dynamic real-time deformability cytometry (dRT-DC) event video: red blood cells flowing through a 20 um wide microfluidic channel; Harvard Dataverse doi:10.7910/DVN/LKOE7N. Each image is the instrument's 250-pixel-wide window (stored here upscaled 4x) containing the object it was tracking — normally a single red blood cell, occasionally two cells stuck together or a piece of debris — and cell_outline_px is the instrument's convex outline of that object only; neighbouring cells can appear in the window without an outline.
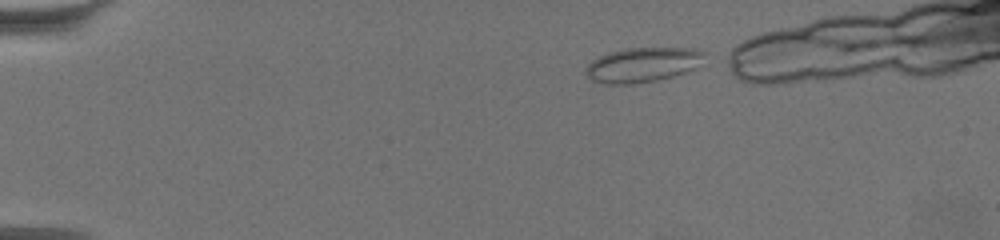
{"species": "common noctule bat (a hibernating species)", "species_latin": "Nyctalus noctula", "temperature_condition": "warm", "stored_images_in_passage": 46, "camera_frame_rate_fps": 3000, "um_per_image_px": 0.085, "animal": {"sex": "female", "body_mass_g": 19.5, "forearm_length_mm": 54.1}, "frame": {"image": 1, "passage_image": 2, "time_ms": 0.333, "image_size_px": [1000, 240], "cell_outline_px": [[708, 52], [692, 68], [684, 72], [672, 76], [656, 80], [632, 84], [604, 84], [592, 80], [584, 72], [588, 64], [592, 60], [608, 52], [624, 48], [692, 48]], "centroid_in_image_um": [54.56, 5.5], "position_along_channel_um": 30.4, "area_um2": 23.76}}
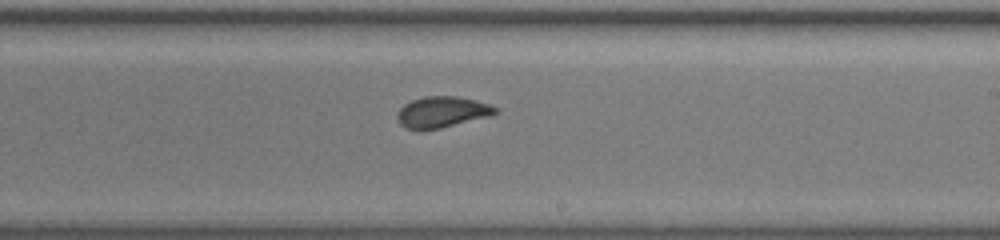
{"frame": {"image": 2, "passage_image": 29, "time_ms": 9.333, "image_size_px": [1000, 240], "cell_outline_px": [[500, 112], [488, 116], [440, 128], [404, 128], [400, 124], [396, 116], [396, 112], [404, 104], [412, 100], [424, 96], [456, 96], [476, 100], [488, 104], [496, 108]], "centroid_in_image_um": [37.55, 9.5], "position_along_channel_um": 251.4, "area_um2": 17.46}}
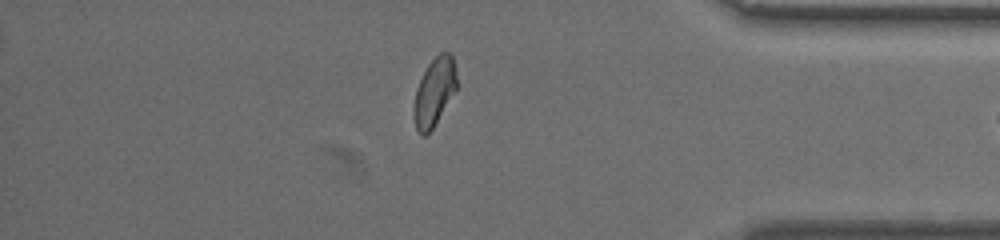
{"frame": {"image": 3, "passage_image": 44, "time_ms": 14.333, "image_size_px": [1000, 240], "cell_outline_px": [[456, 88], [432, 128], [424, 136], [420, 136], [416, 128], [412, 116], [412, 112], [416, 88], [428, 64], [440, 52], [448, 52], [452, 56], [456, 72]], "centroid_in_image_um": [36.87, 7.82], "position_along_channel_um": 398.3, "area_um2": 16.7}}